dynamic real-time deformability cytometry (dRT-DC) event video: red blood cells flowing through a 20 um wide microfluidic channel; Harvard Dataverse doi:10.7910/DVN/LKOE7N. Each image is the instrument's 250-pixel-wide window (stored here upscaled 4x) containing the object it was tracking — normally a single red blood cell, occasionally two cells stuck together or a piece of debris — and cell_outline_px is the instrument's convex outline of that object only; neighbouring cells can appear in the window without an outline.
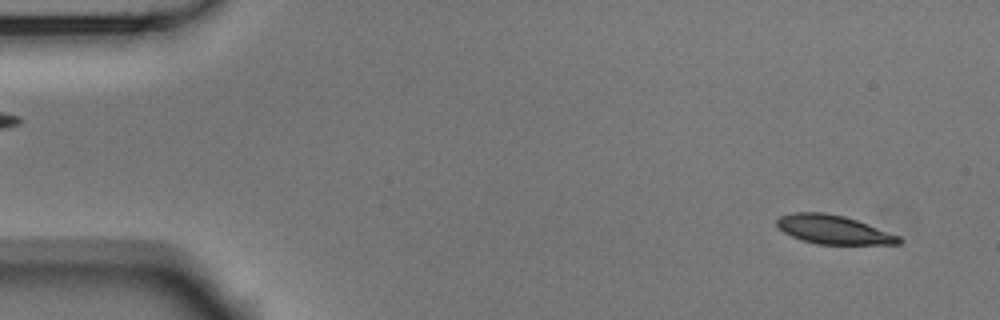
{"species": "Egyptian fruit bat (a non-hibernating species)", "species_latin": "Rousettus aegyptiacus", "temperature_condition": "room temperature", "stored_images_in_passage": 53, "camera_frame_rate_fps": 3000, "um_per_image_px": 0.085, "animal": {"sex": "male"}, "frame": {"image": 1, "passage_image": 3, "time_ms": 0.667, "image_size_px": [1000, 320], "cell_outline_px": [[900, 244], [816, 244], [800, 240], [784, 232], [776, 224], [776, 220], [780, 216], [792, 212], [824, 212], [844, 216], [856, 220], [900, 236]], "centroid_in_image_um": [70.8, 19.51], "position_along_channel_um": 14.2, "area_um2": 20.35}}
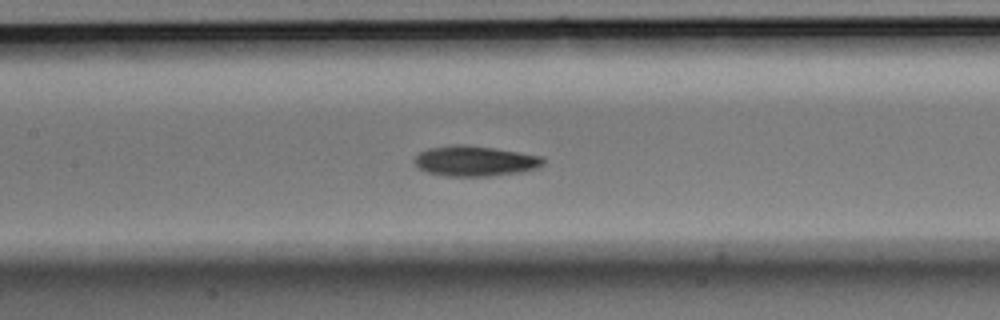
{"frame": {"image": 2, "passage_image": 24, "time_ms": 7.667, "image_size_px": [1000, 320], "cell_outline_px": [[544, 164], [536, 168], [524, 172], [492, 176], [448, 176], [428, 172], [420, 168], [412, 160], [420, 152], [428, 148], [448, 144], [468, 144], [496, 148], [544, 156]], "centroid_in_image_um": [40.4, 13.67], "position_along_channel_um": 167.0, "area_um2": 23.12}}
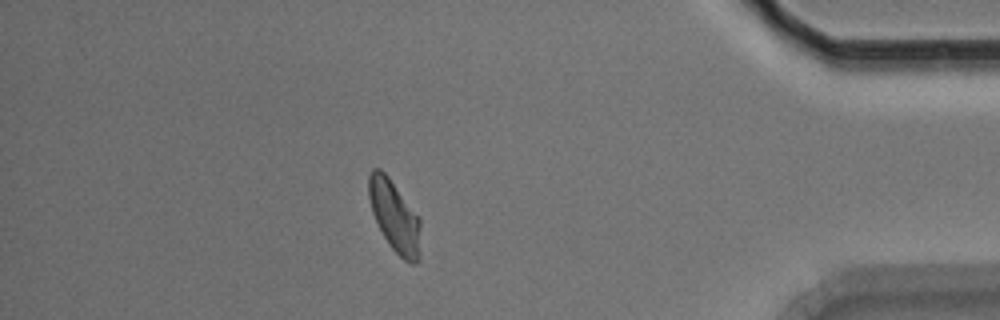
{"frame": {"image": 3, "passage_image": 46, "time_ms": 15.0, "image_size_px": [1000, 320], "cell_outline_px": [[420, 256], [416, 264], [412, 264], [404, 260], [392, 248], [384, 236], [372, 212], [368, 196], [368, 176], [372, 168], [380, 168], [388, 176], [420, 220]], "centroid_in_image_um": [33.53, 18.38], "position_along_channel_um": 401.7, "area_um2": 21.21}, "authors_computed_cell_mechanics": {"area_um2": 21.3282, "velocity_mm_per_s": 3.7511, "shape_relaxation_time_tau1_ms": 4.2371, "shape_relaxation_time_tau2_ms": 2.9479, "deformation_change_tau1": 0.1401, "deformation_change_tau2": 0.0776}}